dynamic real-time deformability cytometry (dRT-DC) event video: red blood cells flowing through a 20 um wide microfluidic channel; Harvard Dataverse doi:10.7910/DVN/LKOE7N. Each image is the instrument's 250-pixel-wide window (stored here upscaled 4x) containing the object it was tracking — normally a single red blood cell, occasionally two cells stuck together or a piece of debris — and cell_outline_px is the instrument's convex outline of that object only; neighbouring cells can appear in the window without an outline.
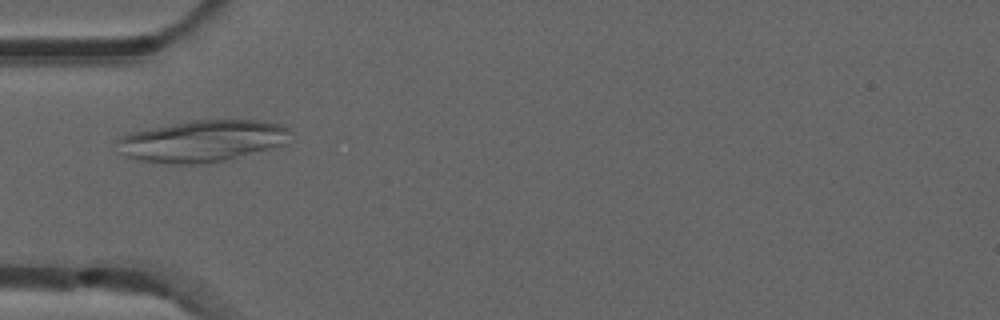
{"species": "common noctule bat (a hibernating species)", "species_latin": "Nyctalus noctula", "temperature_condition": "room temperature", "stored_images_in_passage": 7, "camera_frame_rate_fps": 3000, "um_per_image_px": 0.085, "animal": {"sex": "male", "forearm_length_mm": 52.5}, "frame": {"image": 1, "passage_image": 1, "time_ms": 0.0, "image_size_px": [1000, 320], "cell_outline_px": [[288, 144], [224, 160], [200, 164], [168, 164], [140, 160], [116, 152], [116, 140], [120, 136], [132, 132], [192, 120], [260, 120], [280, 124], [288, 128]], "centroid_in_image_um": [17.17, 11.99], "position_along_channel_um": 67.8, "area_um2": 42.02}}